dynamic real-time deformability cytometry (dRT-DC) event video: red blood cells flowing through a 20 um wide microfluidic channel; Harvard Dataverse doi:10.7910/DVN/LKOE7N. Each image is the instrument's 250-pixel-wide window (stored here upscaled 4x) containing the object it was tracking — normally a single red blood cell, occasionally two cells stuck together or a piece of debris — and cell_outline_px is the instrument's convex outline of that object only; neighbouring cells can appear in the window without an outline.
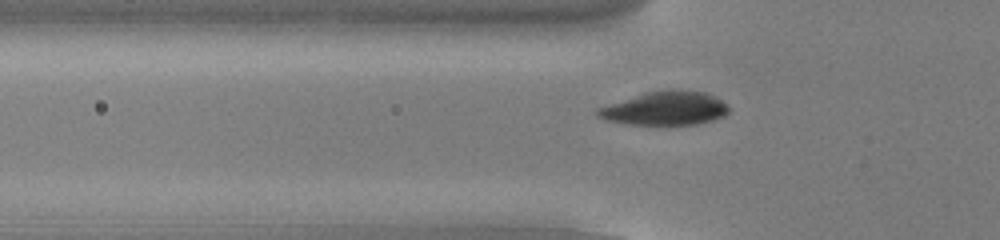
{"species": "common noctule bat (a hibernating species)", "species_latin": "Nyctalus noctula", "temperature_condition": "cold", "stored_images_in_passage": 41, "camera_frame_rate_fps": 3000, "um_per_image_px": 0.085, "animal": {"sex": "male", "body_mass_g": 13.0, "forearm_length_mm": 53.1}, "frame": {"image": 1, "passage_image": 5, "time_ms": 1.333, "image_size_px": [1000, 240], "cell_outline_px": [[728, 112], [724, 116], [712, 120], [696, 124], [628, 124], [604, 120], [596, 116], [596, 108], [644, 92], [672, 88], [704, 92], [716, 96], [728, 104]], "centroid_in_image_um": [56.53, 9.19], "position_along_channel_um": 69.3, "area_um2": 26.01}}
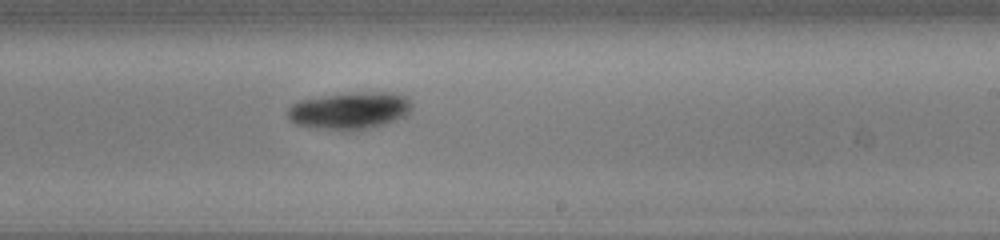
{"frame": {"image": 2, "passage_image": 20, "time_ms": 6.333, "image_size_px": [1000, 240], "cell_outline_px": [[412, 108], [404, 116], [396, 120], [372, 128], [352, 132], [348, 132], [316, 128], [296, 124], [288, 120], [288, 108], [292, 104], [300, 100], [356, 92], [392, 92], [408, 96], [412, 104]], "centroid_in_image_um": [29.75, 9.42], "position_along_channel_um": 259.2, "area_um2": 27.22}}
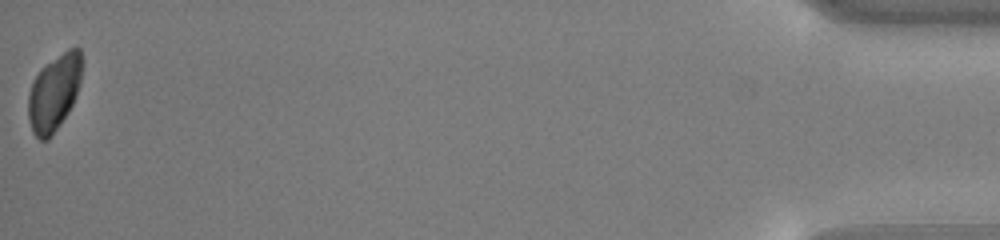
{"frame": {"image": 3, "passage_image": 41, "time_ms": 13.333, "image_size_px": [1000, 240], "cell_outline_px": [[80, 84], [76, 96], [68, 112], [60, 124], [48, 140], [40, 140], [32, 132], [28, 116], [28, 96], [32, 84], [40, 68], [68, 48], [80, 48]], "centroid_in_image_um": [4.58, 7.89], "position_along_channel_um": 430.6, "area_um2": 23.52}}